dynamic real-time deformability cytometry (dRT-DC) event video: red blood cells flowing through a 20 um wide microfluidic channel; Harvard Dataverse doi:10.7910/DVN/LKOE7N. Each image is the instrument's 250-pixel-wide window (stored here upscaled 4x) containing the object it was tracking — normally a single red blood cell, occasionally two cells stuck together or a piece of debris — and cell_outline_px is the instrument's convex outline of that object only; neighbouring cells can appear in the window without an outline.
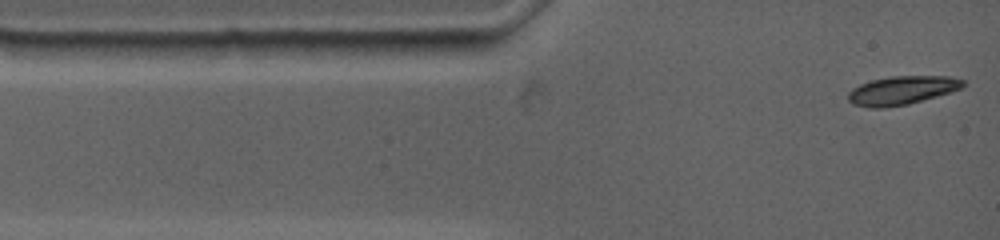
{"species": "common noctule bat (a hibernating species)", "species_latin": "Nyctalus noctula", "temperature_condition": "warm", "stored_images_in_passage": 28, "camera_frame_rate_fps": 4500, "um_per_image_px": 0.085, "animal": {"sex": "female", "body_mass_g": 19.0, "forearm_length_mm": 53.3}, "frame": {"image": 1, "passage_image": 1, "time_ms": 0.0, "image_size_px": [1000, 240], "cell_outline_px": [[964, 84], [960, 88], [936, 96], [908, 104], [880, 108], [868, 108], [852, 104], [848, 100], [848, 92], [852, 88], [860, 84], [872, 80], [892, 76], [948, 76], [964, 80]], "centroid_in_image_um": [76.6, 7.68], "position_along_channel_um": 8.4, "area_um2": 18.96}}
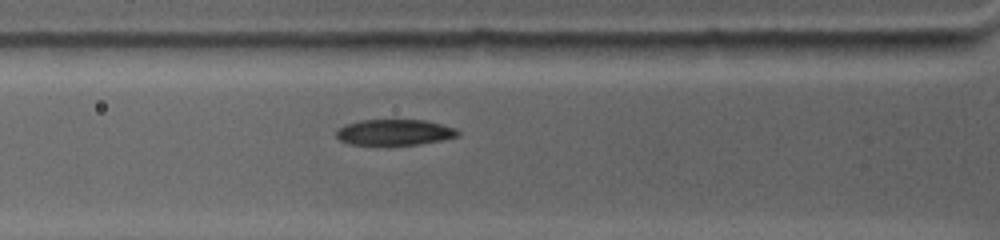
{"frame": {"image": 2, "passage_image": 16, "time_ms": 3.333, "image_size_px": [1000, 240], "cell_outline_px": [[460, 136], [420, 144], [388, 148], [348, 144], [340, 140], [336, 136], [336, 132], [344, 124], [360, 120], [424, 120], [456, 128], [460, 132]], "centroid_in_image_um": [33.5, 11.3], "position_along_channel_um": 92.3, "area_um2": 19.19}}
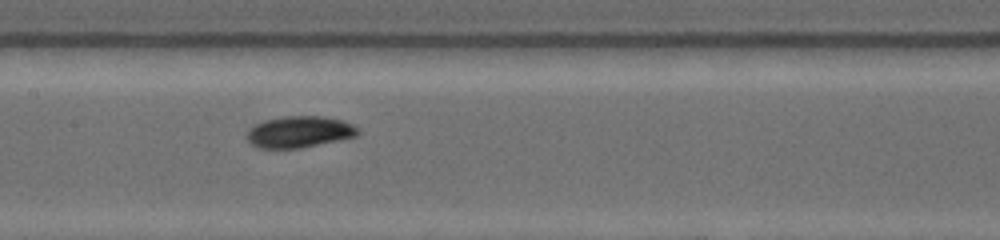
{"frame": {"image": 3, "passage_image": 27, "time_ms": 5.778, "image_size_px": [1000, 240], "cell_outline_px": [[360, 132], [356, 136], [340, 140], [300, 148], [260, 148], [252, 144], [244, 136], [248, 128], [252, 124], [264, 120], [284, 116], [320, 116], [340, 120], [352, 124], [360, 128]], "centroid_in_image_um": [25.4, 11.2], "position_along_channel_um": 182.0, "area_um2": 20.58}}